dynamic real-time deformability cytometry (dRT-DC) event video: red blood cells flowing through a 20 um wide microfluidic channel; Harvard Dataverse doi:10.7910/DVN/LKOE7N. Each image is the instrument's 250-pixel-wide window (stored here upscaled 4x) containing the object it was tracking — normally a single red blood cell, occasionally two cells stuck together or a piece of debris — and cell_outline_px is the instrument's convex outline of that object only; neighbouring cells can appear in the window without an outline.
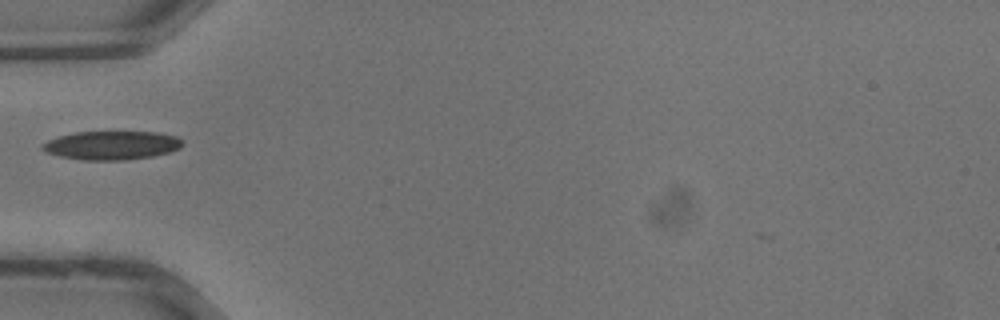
{"species": "common noctule bat (a hibernating species)", "species_latin": "Nyctalus noctula", "temperature_condition": "warm", "stored_images_in_passage": 25, "camera_frame_rate_fps": 3000, "um_per_image_px": 0.085, "animal": {"sex": "male", "body_mass_g": 13.3}, "frame": {"image": 1, "passage_image": 1, "time_ms": 0.0, "image_size_px": [1000, 320], "cell_outline_px": [[184, 144], [180, 148], [168, 152], [152, 156], [124, 160], [84, 160], [60, 156], [44, 152], [40, 148], [40, 144], [48, 140], [60, 136], [76, 132], [156, 132], [176, 136], [184, 140]], "centroid_in_image_um": [9.48, 12.35], "position_along_channel_um": 75.5, "area_um2": 23.47}}
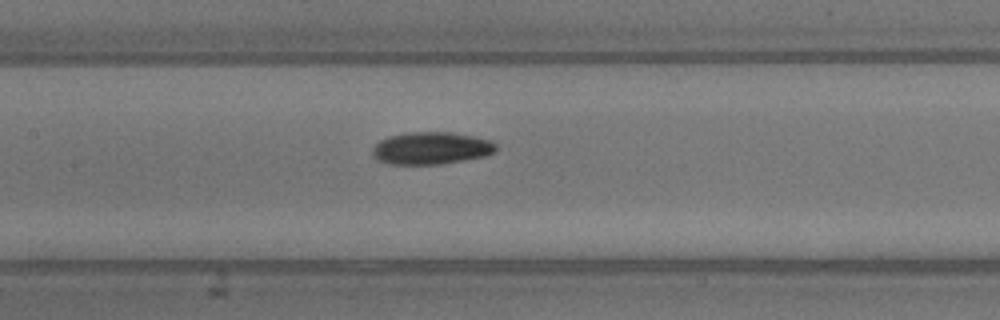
{"frame": {"image": 2, "passage_image": 6, "time_ms": 1.667, "image_size_px": [1000, 320], "cell_outline_px": [[496, 152], [484, 156], [464, 160], [440, 164], [388, 164], [376, 160], [372, 156], [372, 148], [380, 140], [388, 136], [408, 132], [448, 132], [472, 136], [492, 140], [496, 144]], "centroid_in_image_um": [36.62, 12.6], "position_along_channel_um": 170.8, "area_um2": 23.41}}
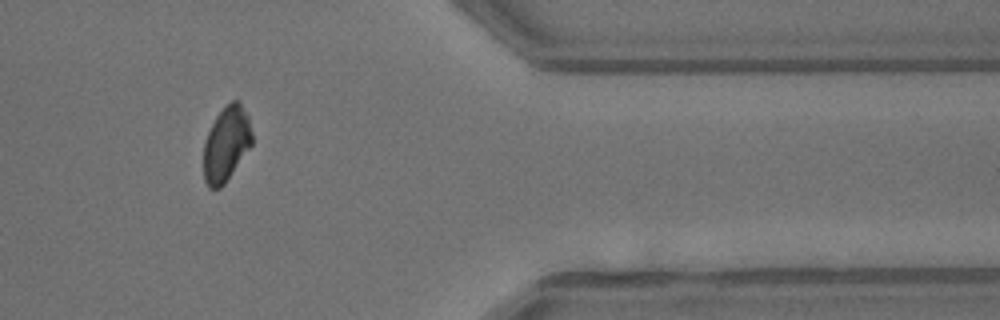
{"frame": {"image": 3, "passage_image": 19, "time_ms": 6.0, "image_size_px": [1000, 320], "cell_outline_px": [[252, 144], [224, 184], [220, 188], [208, 188], [204, 180], [204, 144], [208, 132], [216, 116], [232, 100], [236, 100], [240, 104], [248, 116], [252, 132]], "centroid_in_image_um": [19.23, 12.26], "position_along_channel_um": 392.2, "area_um2": 20.75}}